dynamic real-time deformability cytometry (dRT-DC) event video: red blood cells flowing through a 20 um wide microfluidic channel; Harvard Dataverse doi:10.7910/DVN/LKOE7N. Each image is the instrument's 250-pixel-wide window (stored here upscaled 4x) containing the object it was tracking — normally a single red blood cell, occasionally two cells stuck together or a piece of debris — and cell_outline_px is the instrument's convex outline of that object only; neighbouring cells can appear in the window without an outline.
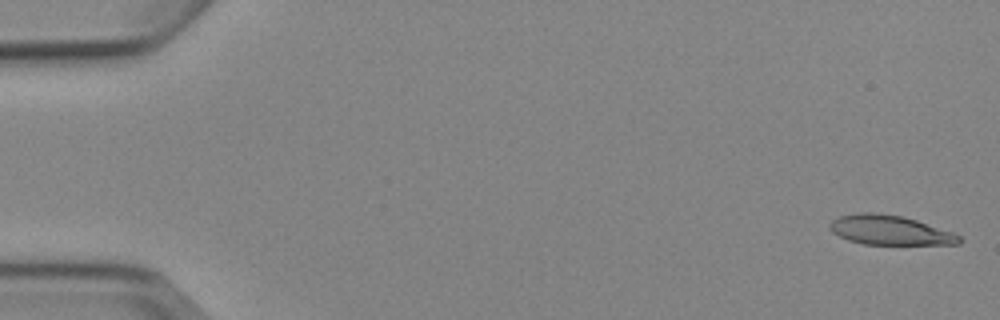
{"species": "Egyptian fruit bat (a non-hibernating species)", "species_latin": "Rousettus aegyptiacus", "temperature_condition": "cold", "stored_images_in_passage": 4, "camera_frame_rate_fps": 3000, "um_per_image_px": 0.085, "animal": {"sex": "female"}, "frame": {"image": 1, "passage_image": 1, "time_ms": 0.0, "image_size_px": [1000, 320], "cell_outline_px": [[964, 240], [960, 244], [864, 244], [848, 240], [832, 232], [828, 228], [828, 224], [832, 220], [840, 216], [860, 212], [872, 212], [904, 216], [952, 232], [960, 236]], "centroid_in_image_um": [75.62, 19.56], "position_along_channel_um": 9.4, "area_um2": 22.25}}